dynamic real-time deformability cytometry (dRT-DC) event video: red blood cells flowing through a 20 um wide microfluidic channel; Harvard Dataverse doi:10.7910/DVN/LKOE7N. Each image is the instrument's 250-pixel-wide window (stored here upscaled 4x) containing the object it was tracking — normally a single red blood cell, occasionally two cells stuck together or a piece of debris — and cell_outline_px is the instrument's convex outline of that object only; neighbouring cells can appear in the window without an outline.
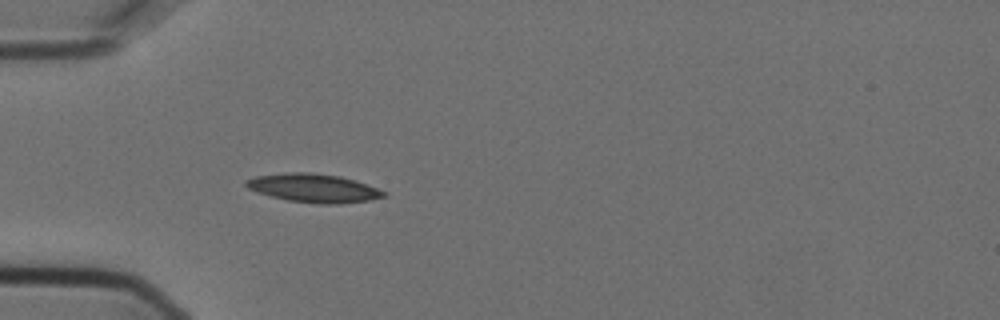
{"species": "Egyptian fruit bat (a non-hibernating species)", "species_latin": "Rousettus aegyptiacus", "temperature_condition": "cold", "stored_images_in_passage": 4, "camera_frame_rate_fps": 3000, "um_per_image_px": 0.085, "animal": {"sex": "female"}, "frame": {"image": 1, "passage_image": 4, "time_ms": 1.0, "image_size_px": [1000, 320], "cell_outline_px": [[388, 196], [368, 200], [336, 204], [320, 204], [288, 200], [256, 192], [248, 188], [244, 184], [244, 180], [256, 176], [284, 172], [308, 172], [340, 176], [388, 192]], "centroid_in_image_um": [26.62, 15.98], "position_along_channel_um": 58.4, "area_um2": 22.77}}